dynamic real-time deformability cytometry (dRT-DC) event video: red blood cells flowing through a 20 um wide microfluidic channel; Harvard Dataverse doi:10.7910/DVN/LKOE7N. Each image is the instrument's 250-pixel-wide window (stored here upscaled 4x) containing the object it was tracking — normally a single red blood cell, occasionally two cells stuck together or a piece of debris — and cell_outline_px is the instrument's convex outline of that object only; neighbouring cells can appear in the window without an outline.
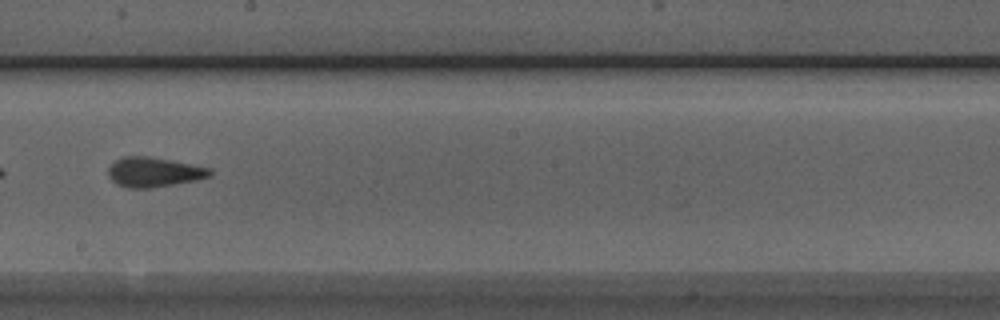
{"species": "Egyptian fruit bat (a non-hibernating species)", "species_latin": "Rousettus aegyptiacus", "temperature_condition": "room temperature", "stored_images_in_passage": 49, "segment_of_instrument_passage": [2, 2], "camera_frame_rate_fps": 3000, "um_per_image_px": 0.085, "animal": {"sex": "male"}, "frame": {"image": 1, "passage_image": 26, "time_ms": 8.333, "image_size_px": [1000, 320], "cell_outline_px": [[212, 172], [208, 176], [196, 180], [152, 188], [128, 188], [116, 184], [108, 176], [108, 168], [116, 160], [124, 156], [148, 156], [212, 168]], "centroid_in_image_um": [13.05, 14.63], "position_along_channel_um": 235.1, "area_um2": 17.51}}
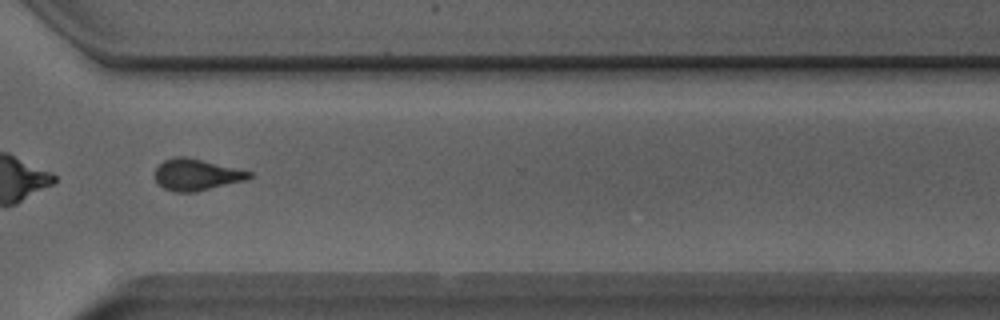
{"frame": {"image": 2, "passage_image": 35, "time_ms": 11.333, "image_size_px": [1000, 320], "cell_outline_px": [[252, 176], [248, 180], [196, 192], [172, 192], [164, 188], [156, 180], [156, 168], [164, 160], [172, 156], [184, 156], [252, 172]], "centroid_in_image_um": [16.71, 14.86], "position_along_channel_um": 353.9, "area_um2": 17.22}}
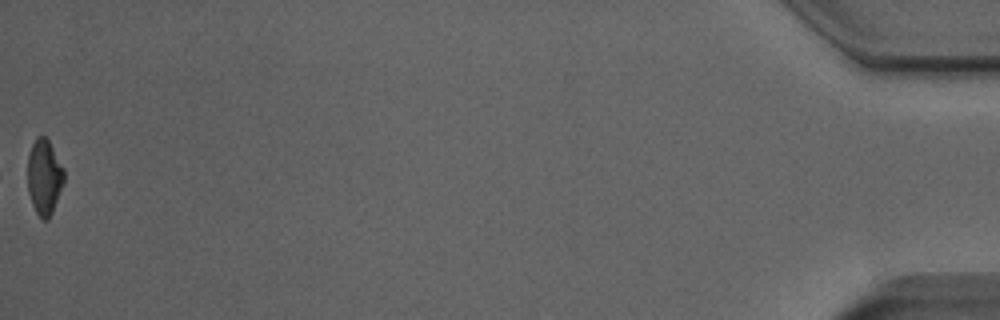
{"frame": {"image": 3, "passage_image": 49, "time_ms": 16.0, "image_size_px": [1000, 320], "cell_outline_px": [[64, 184], [52, 212], [48, 220], [44, 220], [36, 212], [32, 204], [28, 192], [28, 156], [32, 144], [36, 136], [44, 136], [48, 140], [64, 168]], "centroid_in_image_um": [3.77, 15.04], "position_along_channel_um": 431.4, "area_um2": 15.95}}